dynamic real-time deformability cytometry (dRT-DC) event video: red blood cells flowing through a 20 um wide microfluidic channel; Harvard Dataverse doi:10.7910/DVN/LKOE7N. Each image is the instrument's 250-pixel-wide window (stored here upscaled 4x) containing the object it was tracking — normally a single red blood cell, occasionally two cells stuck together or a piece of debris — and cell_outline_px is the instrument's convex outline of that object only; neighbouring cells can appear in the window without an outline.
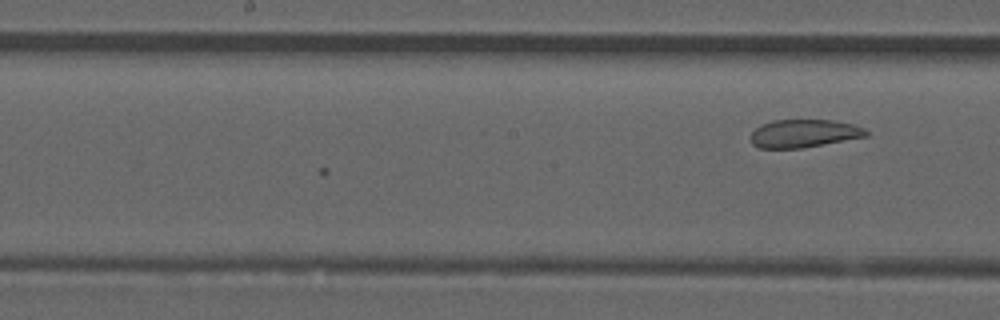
{"species": "common noctule bat (a hibernating species)", "species_latin": "Nyctalus noctula", "temperature_condition": "room temperature", "stored_images_in_passage": 21, "segment_of_instrument_passage": [2, 2], "camera_frame_rate_fps": 3000, "um_per_image_px": 0.085, "animal": {"sex": "male", "forearm_length_mm": 52.5}, "frame": {"image": 1, "passage_image": 21, "time_ms": 6.667, "image_size_px": [1000, 320], "cell_outline_px": [[868, 136], [804, 148], [760, 148], [752, 144], [752, 132], [756, 128], [772, 120], [832, 120], [852, 124], [864, 128], [868, 132]], "centroid_in_image_um": [68.36, 11.35], "position_along_channel_um": 179.8, "area_um2": 18.73}}